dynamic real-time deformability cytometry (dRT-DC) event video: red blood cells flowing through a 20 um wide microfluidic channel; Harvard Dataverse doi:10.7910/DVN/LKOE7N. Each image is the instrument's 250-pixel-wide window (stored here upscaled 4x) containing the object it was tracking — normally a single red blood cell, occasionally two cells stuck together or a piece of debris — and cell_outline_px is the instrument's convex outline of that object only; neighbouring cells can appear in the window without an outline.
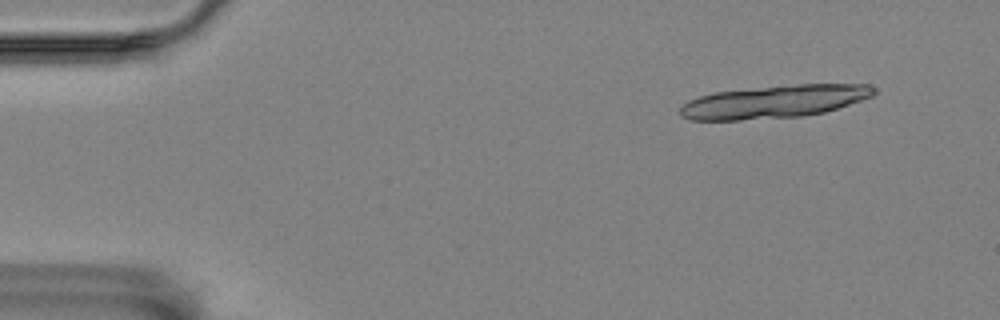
{"species": "Egyptian fruit bat (a non-hibernating species)", "species_latin": "Rousettus aegyptiacus", "temperature_condition": "room temperature", "stored_images_in_passage": 4, "camera_frame_rate_fps": 3000, "um_per_image_px": 0.085, "animal": {"sex": "female"}, "frame": {"image": 1, "passage_image": 1, "time_ms": 0.0, "image_size_px": [1000, 320], "cell_outline_px": [[876, 92], [872, 96], [824, 112], [804, 116], [740, 120], [692, 120], [680, 116], [680, 108], [688, 100], [700, 96], [716, 92], [800, 84], [868, 84], [876, 88]], "centroid_in_image_um": [65.81, 8.65], "position_along_channel_um": 19.2, "area_um2": 36.65}}